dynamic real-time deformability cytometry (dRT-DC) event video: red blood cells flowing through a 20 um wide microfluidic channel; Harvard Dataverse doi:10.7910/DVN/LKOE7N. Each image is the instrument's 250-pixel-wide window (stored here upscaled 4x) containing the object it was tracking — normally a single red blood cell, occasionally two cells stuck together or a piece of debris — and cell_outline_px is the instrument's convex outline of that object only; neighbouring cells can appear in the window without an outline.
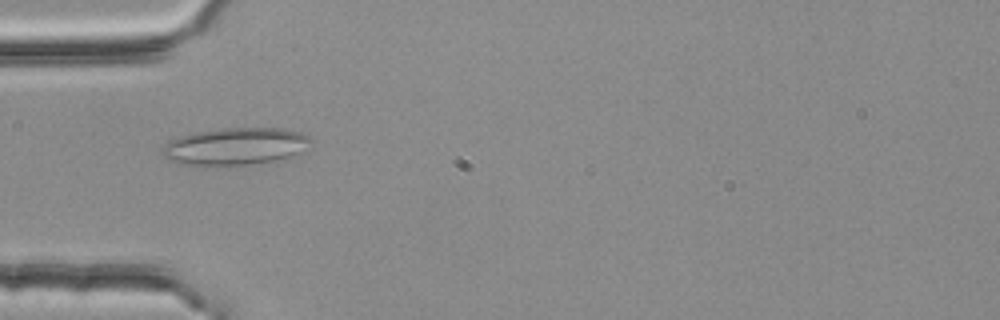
{"species": "common noctule bat (a hibernating species)", "species_latin": "Nyctalus noctula", "temperature_condition": "room temperature", "stored_images_in_passage": 5, "camera_frame_rate_fps": 3000, "um_per_image_px": 0.085, "animal": {"sex": "female", "body_mass_g": 25.1}, "frame": {"image": 1, "passage_image": 4, "time_ms": 1.0, "image_size_px": [1000, 320], "cell_outline_px": [[312, 148], [288, 160], [248, 164], [180, 164], [168, 160], [160, 152], [164, 144], [168, 140], [180, 136], [196, 132], [220, 128], [284, 128], [300, 132], [308, 136], [312, 140]], "centroid_in_image_um": [20.11, 12.43], "position_along_channel_um": 64.9, "area_um2": 32.83}}